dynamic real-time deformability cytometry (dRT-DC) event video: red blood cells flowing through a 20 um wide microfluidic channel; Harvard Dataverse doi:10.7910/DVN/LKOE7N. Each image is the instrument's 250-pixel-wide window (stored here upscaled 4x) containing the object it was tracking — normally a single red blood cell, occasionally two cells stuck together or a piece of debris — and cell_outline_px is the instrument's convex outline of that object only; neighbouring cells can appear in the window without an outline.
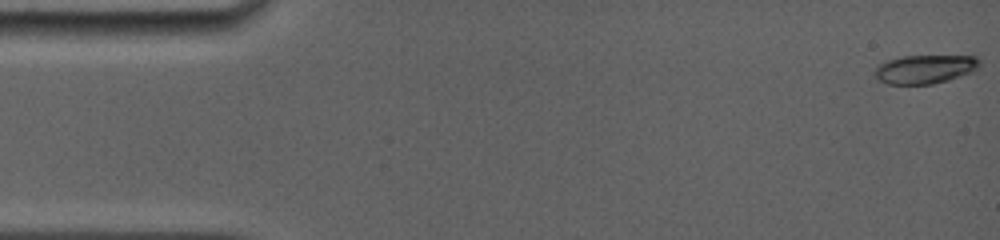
{"species": "common noctule bat (a hibernating species)", "species_latin": "Nyctalus noctula", "temperature_condition": "room temperature", "stored_images_in_passage": 37, "camera_frame_rate_fps": 5000, "um_per_image_px": 0.085, "animal": {"sex": "female", "body_mass_g": 19.0, "forearm_length_mm": 56.7}, "frame": {"image": 1, "passage_image": 1, "time_ms": 0.0, "image_size_px": [1000, 240], "cell_outline_px": [[980, 68], [972, 72], [948, 80], [932, 84], [888, 84], [876, 80], [876, 64], [900, 56], [976, 56], [980, 60]], "centroid_in_image_um": [78.62, 5.88], "position_along_channel_um": 6.4, "area_um2": 17.69}}
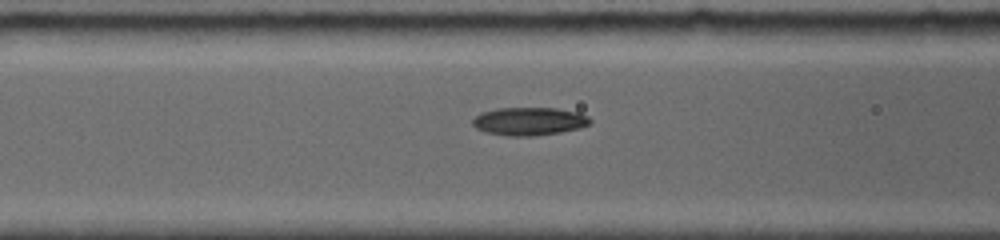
{"frame": {"image": 2, "passage_image": 33, "time_ms": 6.2, "image_size_px": [1000, 240], "cell_outline_px": [[592, 120], [588, 124], [580, 128], [560, 132], [532, 136], [508, 136], [484, 132], [476, 128], [472, 124], [472, 120], [480, 112], [496, 108], [556, 108], [576, 112], [588, 116]], "centroid_in_image_um": [44.94, 10.31], "position_along_channel_um": 121.7, "area_um2": 19.25}}
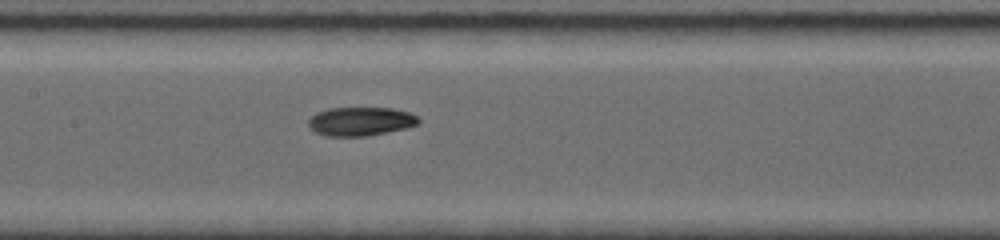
{"frame": {"image": 3, "passage_image": 37, "time_ms": 7.6, "image_size_px": [1000, 240], "cell_outline_px": [[420, 124], [408, 128], [368, 136], [324, 136], [316, 132], [308, 124], [308, 120], [316, 112], [328, 108], [392, 108], [408, 112], [416, 116], [420, 120]], "centroid_in_image_um": [30.67, 10.32], "position_along_channel_um": 176.7, "area_um2": 18.55}}